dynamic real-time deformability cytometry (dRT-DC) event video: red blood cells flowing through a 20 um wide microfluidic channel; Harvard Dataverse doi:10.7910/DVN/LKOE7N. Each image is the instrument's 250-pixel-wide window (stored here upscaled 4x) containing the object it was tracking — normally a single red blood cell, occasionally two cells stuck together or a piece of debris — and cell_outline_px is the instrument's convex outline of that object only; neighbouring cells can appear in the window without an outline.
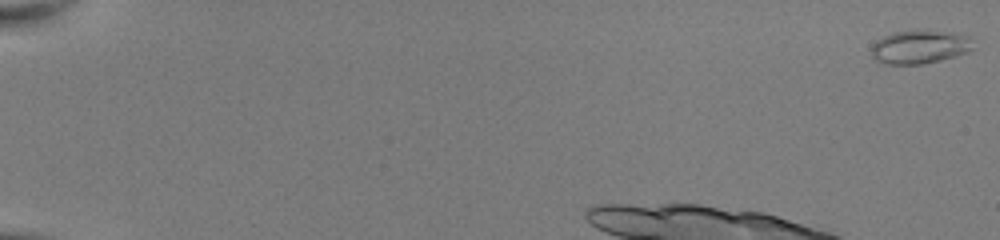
{"species": "common noctule bat (a hibernating species)", "species_latin": "Nyctalus noctula", "temperature_condition": "room temperature", "stored_images_in_passage": 13, "camera_frame_rate_fps": 3000, "um_per_image_px": 0.085, "animal": {"sex": "female", "body_mass_g": 22.0, "forearm_length_mm": 56.7}, "frame": {"image": 1, "passage_image": 1, "time_ms": 0.0, "image_size_px": [1000, 240], "cell_outline_px": [[972, 48], [968, 52], [956, 56], [940, 60], [920, 64], [884, 64], [876, 60], [872, 56], [872, 44], [876, 40], [892, 32], [916, 28], [952, 32], [968, 36]], "centroid_in_image_um": [78.14, 3.96], "position_along_channel_um": 6.9, "area_um2": 20.17}}